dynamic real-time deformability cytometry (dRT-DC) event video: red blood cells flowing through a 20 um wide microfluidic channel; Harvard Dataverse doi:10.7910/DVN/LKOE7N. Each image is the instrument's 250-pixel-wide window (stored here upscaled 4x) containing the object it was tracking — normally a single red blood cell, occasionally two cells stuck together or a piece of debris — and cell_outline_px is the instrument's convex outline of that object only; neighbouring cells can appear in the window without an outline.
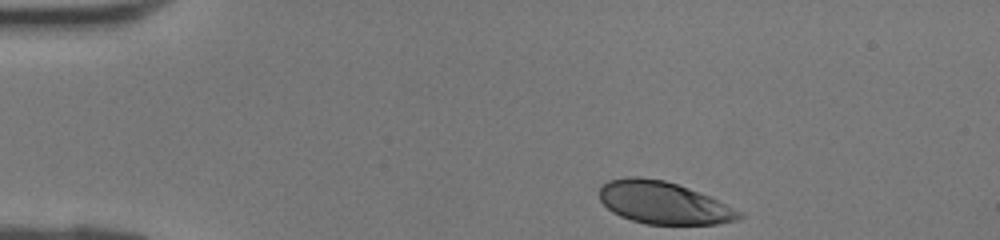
{"species": "human", "species_latin": "Homo sapiens", "temperature_condition": "room temperature", "stored_images_in_passage": 29, "camera_frame_rate_fps": 3000, "um_per_image_px": 0.085, "donor": {"sex": "female"}, "frame": {"image": 1, "passage_image": 1, "time_ms": 0.0, "image_size_px": [1000, 240], "cell_outline_px": [[744, 216], [740, 220], [716, 224], [648, 224], [632, 220], [620, 216], [612, 212], [600, 200], [600, 188], [608, 180], [628, 176], [636, 176], [664, 180], [688, 188], [708, 196], [744, 212]], "centroid_in_image_um": [56.42, 17.24], "position_along_channel_um": 28.6, "area_um2": 34.39}}
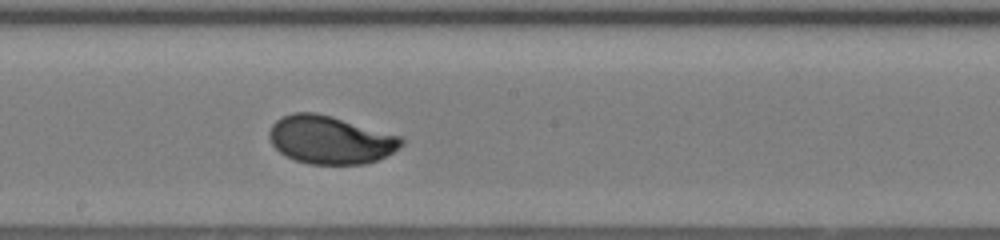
{"frame": {"image": 2, "passage_image": 17, "time_ms": 5.333, "image_size_px": [1000, 240], "cell_outline_px": [[404, 144], [400, 148], [376, 160], [364, 164], [308, 164], [296, 160], [280, 152], [272, 144], [268, 136], [268, 132], [272, 124], [276, 120], [292, 112], [316, 112], [332, 116], [400, 136], [404, 140]], "centroid_in_image_um": [28.06, 11.88], "position_along_channel_um": 220.1, "area_um2": 36.88}}
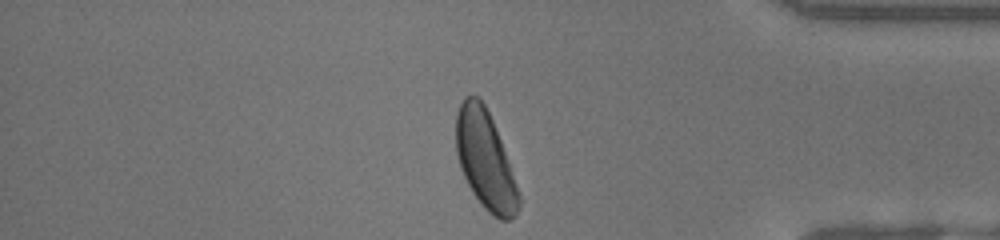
{"frame": {"image": 3, "passage_image": 29, "time_ms": 9.333, "image_size_px": [1000, 240], "cell_outline_px": [[520, 204], [516, 216], [508, 220], [500, 220], [492, 216], [480, 204], [472, 192], [460, 168], [456, 152], [456, 112], [464, 96], [476, 96], [484, 104], [492, 120], [500, 140], [520, 196]], "centroid_in_image_um": [41.22, 13.64], "position_along_channel_um": 394.0, "area_um2": 35.49}}